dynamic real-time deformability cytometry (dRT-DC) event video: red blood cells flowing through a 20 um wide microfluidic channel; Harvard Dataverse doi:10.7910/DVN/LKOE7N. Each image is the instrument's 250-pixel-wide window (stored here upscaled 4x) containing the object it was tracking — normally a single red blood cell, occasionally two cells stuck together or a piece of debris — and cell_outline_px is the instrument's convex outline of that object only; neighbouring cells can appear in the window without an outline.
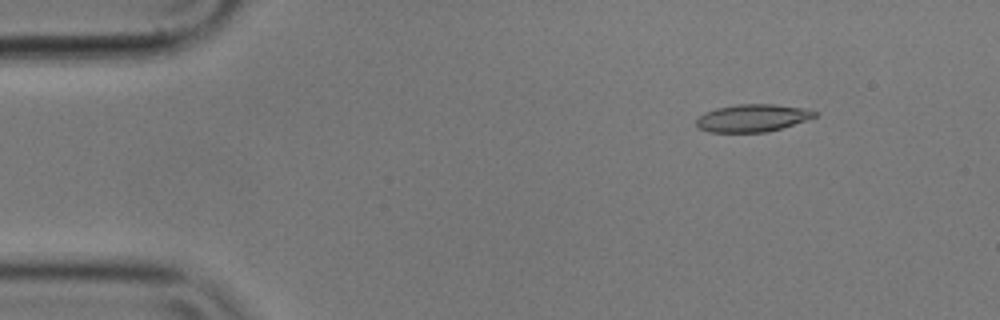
{"species": "common noctule bat (a hibernating species)", "species_latin": "Nyctalus noctula", "temperature_condition": "cold", "stored_images_in_passage": 4, "camera_frame_rate_fps": 3000, "um_per_image_px": 0.085, "animal": {"sex": "male", "body_mass_g": 17.9}, "frame": {"image": 1, "passage_image": 1, "time_ms": 0.0, "image_size_px": [1000, 320], "cell_outline_px": [[820, 112], [816, 116], [780, 128], [764, 132], [708, 132], [700, 128], [696, 124], [696, 120], [704, 112], [716, 108], [736, 104], [772, 104], [804, 108]], "centroid_in_image_um": [63.93, 10.02], "position_along_channel_um": 21.1, "area_um2": 18.79}}